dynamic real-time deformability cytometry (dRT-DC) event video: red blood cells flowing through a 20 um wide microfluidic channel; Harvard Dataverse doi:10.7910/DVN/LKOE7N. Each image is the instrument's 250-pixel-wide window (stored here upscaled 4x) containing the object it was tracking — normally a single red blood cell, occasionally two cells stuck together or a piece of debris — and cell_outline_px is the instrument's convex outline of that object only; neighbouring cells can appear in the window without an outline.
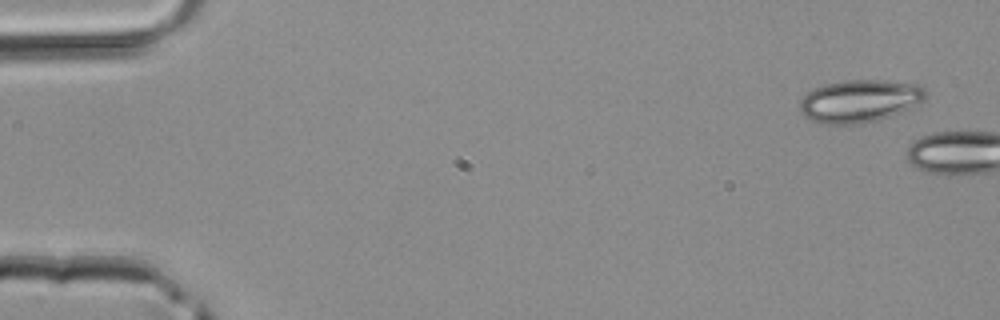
{"species": "common noctule bat (a hibernating species)", "species_latin": "Nyctalus noctula", "temperature_condition": "room temperature", "stored_images_in_passage": 3, "camera_frame_rate_fps": 3000, "um_per_image_px": 0.085, "animal": {"sex": "male", "body_mass_g": 20.4}, "frame": {"image": 1, "passage_image": 1, "time_ms": 0.0, "image_size_px": [1000, 320], "cell_outline_px": [[928, 92], [924, 100], [908, 108], [888, 116], [876, 120], [860, 124], [824, 124], [812, 120], [804, 116], [800, 112], [800, 100], [808, 92], [824, 84], [840, 80], [888, 80], [920, 84]], "centroid_in_image_um": [73.07, 8.56], "position_along_channel_um": 11.9, "area_um2": 31.27}}